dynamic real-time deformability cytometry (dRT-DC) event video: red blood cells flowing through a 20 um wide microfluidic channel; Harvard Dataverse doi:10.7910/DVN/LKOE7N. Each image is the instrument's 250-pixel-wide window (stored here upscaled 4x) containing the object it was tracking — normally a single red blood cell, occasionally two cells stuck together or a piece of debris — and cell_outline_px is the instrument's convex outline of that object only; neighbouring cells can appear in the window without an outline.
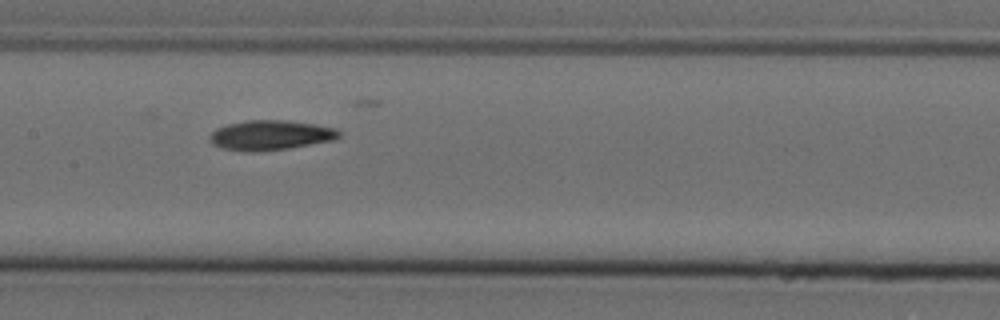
{"species": "Egyptian fruit bat (a non-hibernating species)", "species_latin": "Rousettus aegyptiacus", "temperature_condition": "cold", "stored_images_in_passage": 10, "camera_frame_rate_fps": 3000, "um_per_image_px": 0.085, "animal": {"sex": "female"}, "frame": {"image": 1, "passage_image": 8, "time_ms": 2.333, "image_size_px": [1000, 320], "cell_outline_px": [[340, 136], [332, 140], [288, 148], [260, 152], [244, 152], [220, 148], [212, 144], [208, 140], [208, 136], [216, 128], [228, 124], [248, 120], [284, 120], [316, 124], [336, 128], [340, 132]], "centroid_in_image_um": [22.93, 11.5], "position_along_channel_um": 184.5, "area_um2": 22.66}}